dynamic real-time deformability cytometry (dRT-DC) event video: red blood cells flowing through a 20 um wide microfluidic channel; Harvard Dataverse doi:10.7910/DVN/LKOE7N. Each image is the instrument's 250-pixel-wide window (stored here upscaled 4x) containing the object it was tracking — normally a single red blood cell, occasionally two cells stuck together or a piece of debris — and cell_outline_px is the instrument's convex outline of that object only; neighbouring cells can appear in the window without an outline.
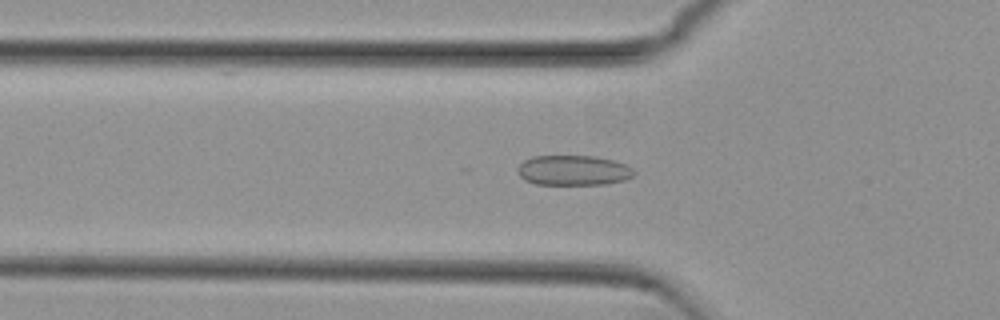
{"species": "common noctule bat (a hibernating species)", "species_latin": "Nyctalus noctula", "temperature_condition": "cold", "stored_images_in_passage": 54, "camera_frame_rate_fps": 3000, "um_per_image_px": 0.085, "animal": {"sex": "female", "body_mass_g": 29.2, "forearm_length_mm": 56.3}, "frame": {"image": 1, "passage_image": 18, "time_ms": 5.667, "image_size_px": [1000, 320], "cell_outline_px": [[636, 172], [632, 176], [624, 180], [604, 184], [536, 184], [524, 180], [516, 172], [516, 168], [524, 160], [532, 156], [592, 156], [612, 160], [624, 164], [632, 168]], "centroid_in_image_um": [48.69, 14.48], "position_along_channel_um": 77.1, "area_um2": 20.35}}
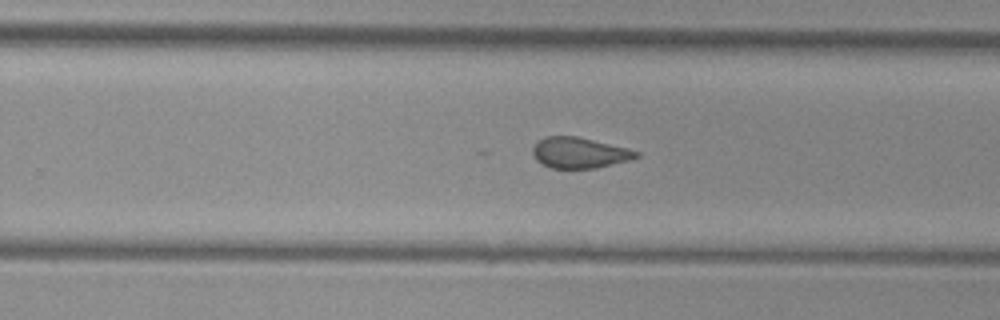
{"frame": {"image": 2, "passage_image": 34, "time_ms": 11.0, "image_size_px": [1000, 320], "cell_outline_px": [[640, 156], [628, 160], [596, 168], [552, 168], [540, 164], [536, 160], [532, 152], [532, 148], [536, 140], [544, 136], [576, 136], [628, 148], [640, 152]], "centroid_in_image_um": [49.2, 12.98], "position_along_channel_um": 280.6, "area_um2": 18.67}}
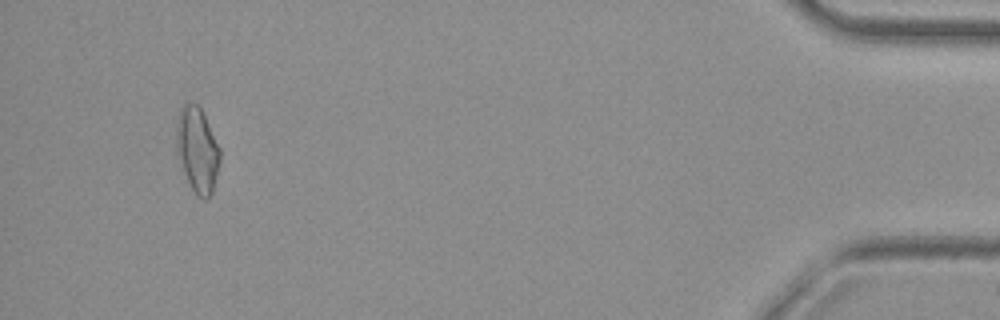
{"frame": {"image": 3, "passage_image": 51, "time_ms": 16.667, "image_size_px": [1000, 320], "cell_outline_px": [[220, 160], [212, 192], [204, 200], [196, 196], [176, 156], [176, 120], [180, 108], [184, 104], [196, 104], [200, 108], [220, 148]], "centroid_in_image_um": [16.74, 12.74], "position_along_channel_um": 418.5, "area_um2": 21.44}, "authors_computed_cell_mechanics": {"area_um2": 20.4034, "velocity_mm_per_s": 3.8088, "shape_relaxation_time_tau1_ms": null, "shape_relaxation_time_tau2_ms": 1.9183, "deformation_change_tau1": null, "deformation_change_tau2": 0.0829}}